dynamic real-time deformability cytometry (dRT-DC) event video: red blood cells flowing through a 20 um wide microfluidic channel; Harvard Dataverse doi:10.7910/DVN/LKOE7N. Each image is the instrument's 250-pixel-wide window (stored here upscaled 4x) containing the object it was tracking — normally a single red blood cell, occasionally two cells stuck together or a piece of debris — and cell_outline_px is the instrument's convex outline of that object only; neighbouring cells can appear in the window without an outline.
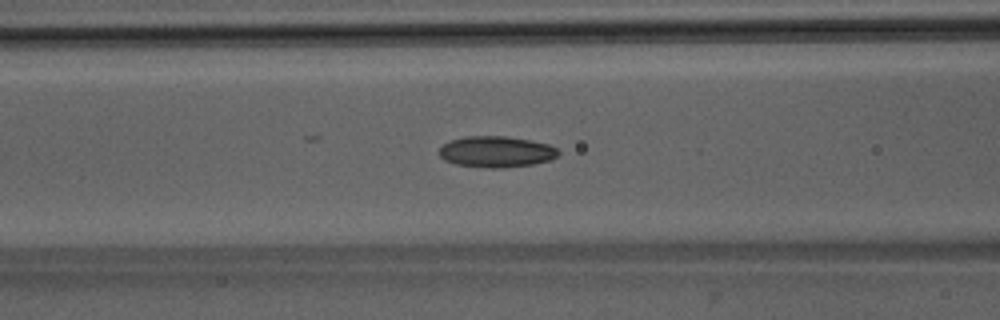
{"species": "Egyptian fruit bat (a non-hibernating species)", "species_latin": "Rousettus aegyptiacus", "temperature_condition": "room temperature", "stored_images_in_passage": 37, "camera_frame_rate_fps": 3000, "um_per_image_px": 0.085, "animal": {"sex": "male"}, "frame": {"image": 1, "passage_image": 7, "time_ms": 2.0, "image_size_px": [1000, 320], "cell_outline_px": [[560, 152], [556, 156], [548, 160], [532, 164], [504, 168], [488, 168], [456, 164], [444, 160], [436, 152], [448, 140], [464, 136], [508, 136], [548, 144], [556, 148]], "centroid_in_image_um": [42.12, 12.89], "position_along_channel_um": 124.5, "area_um2": 21.68}}
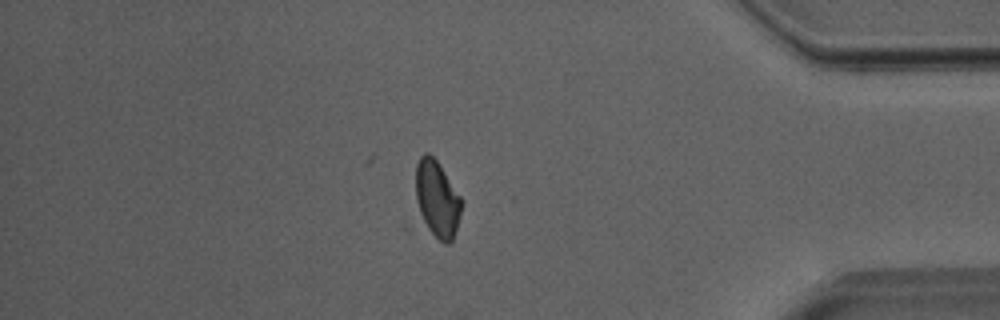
{"frame": {"image": 2, "passage_image": 30, "time_ms": 9.667, "image_size_px": [1000, 320], "cell_outline_px": [[460, 212], [456, 228], [452, 240], [448, 244], [444, 244], [428, 228], [420, 212], [416, 200], [416, 164], [420, 156], [424, 152], [428, 152], [436, 160], [460, 196]], "centroid_in_image_um": [37.13, 16.88], "position_along_channel_um": 398.1, "area_um2": 19.77}}
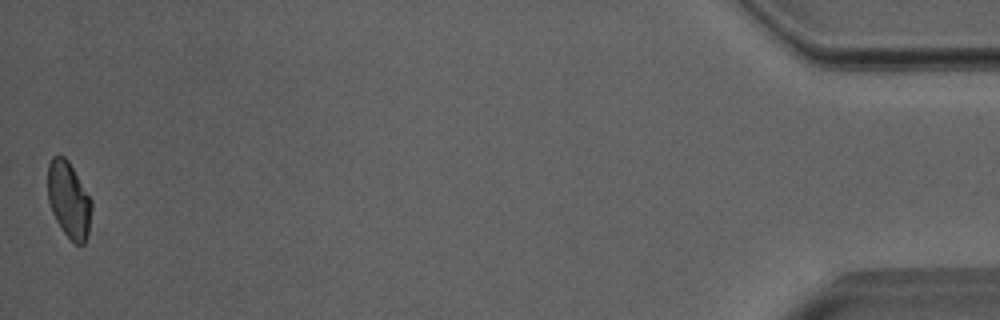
{"frame": {"image": 3, "passage_image": 37, "time_ms": 12.0, "image_size_px": [1000, 320], "cell_outline_px": [[92, 208], [88, 236], [84, 244], [76, 244], [64, 232], [56, 220], [52, 212], [48, 200], [48, 164], [52, 156], [64, 156], [68, 160], [92, 200]], "centroid_in_image_um": [5.86, 16.98], "position_along_channel_um": 429.3, "area_um2": 19.42}, "authors_computed_cell_mechanics": {"area_um2": 20.3456, "velocity_mm_per_s": 4.0005, "shape_relaxation_time_tau1_ms": 9.1548, "shape_relaxation_time_tau2_ms": 3.0684, "deformation_change_tau1": 0.1706, "deformation_change_tau2": 0.0897}}